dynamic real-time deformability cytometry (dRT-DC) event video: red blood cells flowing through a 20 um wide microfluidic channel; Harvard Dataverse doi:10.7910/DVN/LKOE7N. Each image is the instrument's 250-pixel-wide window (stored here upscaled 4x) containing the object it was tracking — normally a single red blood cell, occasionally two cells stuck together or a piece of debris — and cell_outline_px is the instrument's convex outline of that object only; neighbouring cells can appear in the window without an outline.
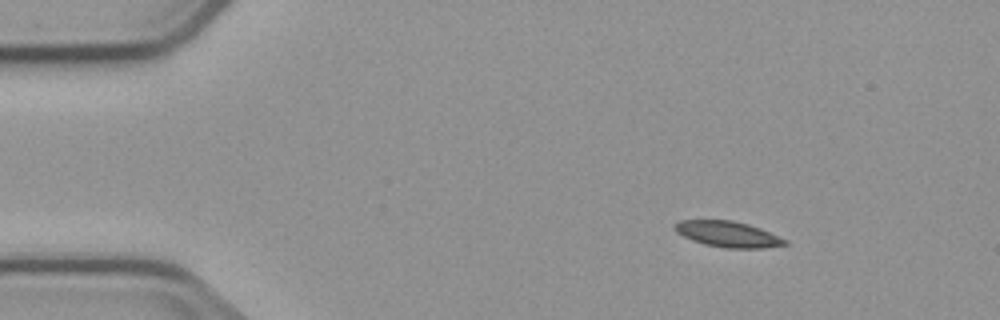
{"species": "common noctule bat (a hibernating species)", "species_latin": "Nyctalus noctula", "temperature_condition": "cold", "stored_images_in_passage": 4, "camera_frame_rate_fps": 3000, "um_per_image_px": 0.085, "animal": {"sex": "male", "body_mass_g": 23.1, "forearm_length_mm": 52.7}, "frame": {"image": 1, "passage_image": 2, "time_ms": 1.0, "image_size_px": [1000, 320], "cell_outline_px": [[788, 244], [764, 248], [724, 248], [704, 244], [692, 240], [676, 232], [672, 228], [672, 224], [680, 220], [732, 220], [748, 224], [760, 228], [788, 240]], "centroid_in_image_um": [61.85, 19.9], "position_along_channel_um": 23.2, "area_um2": 16.7}}